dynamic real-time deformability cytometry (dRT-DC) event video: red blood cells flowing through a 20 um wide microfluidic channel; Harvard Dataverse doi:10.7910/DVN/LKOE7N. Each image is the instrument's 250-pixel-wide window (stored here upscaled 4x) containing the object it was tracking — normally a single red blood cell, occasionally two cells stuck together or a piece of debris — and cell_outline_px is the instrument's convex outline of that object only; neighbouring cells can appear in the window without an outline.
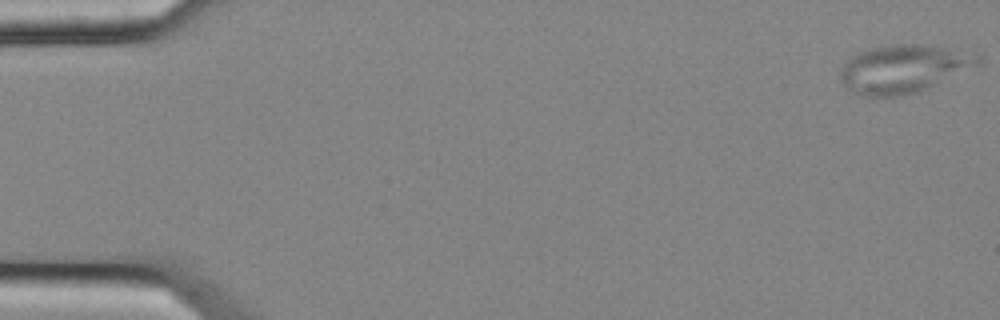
{"species": "common noctule bat (a hibernating species)", "species_latin": "Nyctalus noctula", "temperature_condition": "cold", "stored_images_in_passage": 4, "camera_frame_rate_fps": 3000, "um_per_image_px": 0.085, "animal": {"sex": "female", "body_mass_g": 25.1}, "frame": {"image": 1, "passage_image": 1, "time_ms": 0.0, "image_size_px": [1000, 320], "cell_outline_px": [[984, 60], [980, 64], [916, 92], [900, 96], [860, 96], [852, 92], [840, 80], [840, 68], [848, 60], [860, 52], [868, 48], [892, 44], [928, 44], [980, 56]], "centroid_in_image_um": [76.75, 5.84], "position_along_channel_um": 8.3, "area_um2": 38.03}}